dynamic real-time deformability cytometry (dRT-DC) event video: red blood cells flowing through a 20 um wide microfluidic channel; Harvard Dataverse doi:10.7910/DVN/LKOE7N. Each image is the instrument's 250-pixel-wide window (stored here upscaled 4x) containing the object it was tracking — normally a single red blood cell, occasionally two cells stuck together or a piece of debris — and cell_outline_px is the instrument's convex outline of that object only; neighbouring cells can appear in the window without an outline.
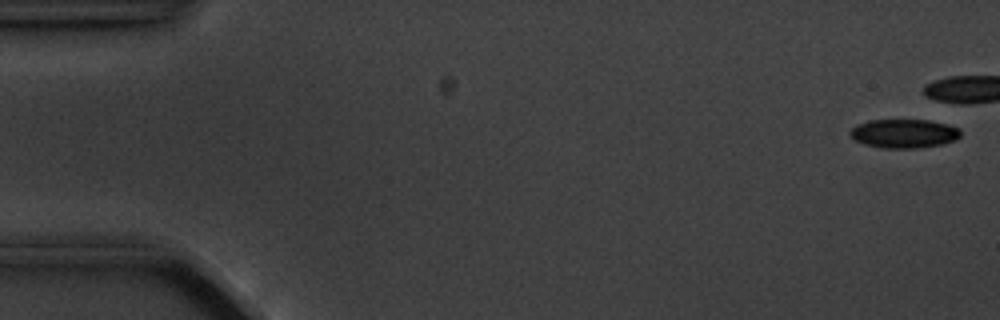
{"species": "common noctule bat (a hibernating species)", "species_latin": "Nyctalus noctula", "temperature_condition": "cold", "stored_images_in_passage": 6, "camera_frame_rate_fps": 3000, "um_per_image_px": 0.085, "animal": {"sex": "male", "body_mass_g": 20.1, "forearm_length_mm": 53.5}, "frame": {"image": 1, "passage_image": 1, "time_ms": 0.0, "image_size_px": [1000, 320], "cell_outline_px": [[960, 136], [956, 140], [940, 144], [916, 148], [884, 148], [864, 144], [856, 140], [848, 132], [856, 124], [868, 120], [928, 120], [960, 128]], "centroid_in_image_um": [76.82, 11.34], "position_along_channel_um": 8.2, "area_um2": 18.44}}